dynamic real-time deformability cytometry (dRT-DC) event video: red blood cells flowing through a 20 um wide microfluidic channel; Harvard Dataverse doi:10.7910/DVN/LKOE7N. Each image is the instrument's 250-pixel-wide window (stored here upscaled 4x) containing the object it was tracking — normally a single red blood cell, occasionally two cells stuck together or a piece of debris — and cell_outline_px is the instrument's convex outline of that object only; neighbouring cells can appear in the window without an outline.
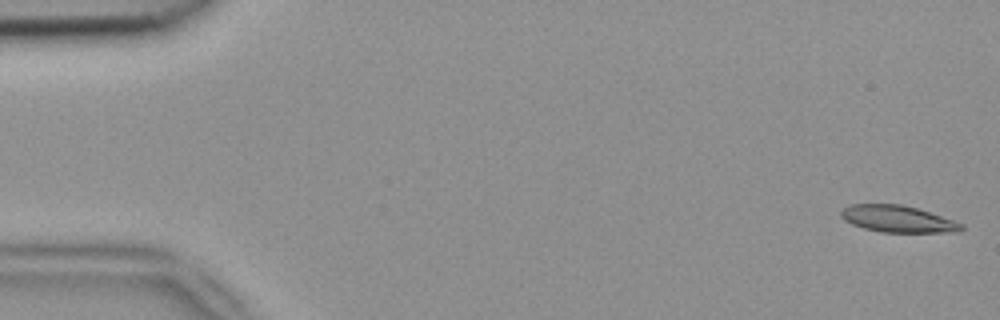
{"species": "common noctule bat (a hibernating species)", "species_latin": "Nyctalus noctula", "temperature_condition": "room temperature", "stored_images_in_passage": 6, "camera_frame_rate_fps": 3000, "um_per_image_px": 0.085, "animal": {"sex": "female", "body_mass_g": 18.4}, "frame": {"image": 1, "passage_image": 1, "time_ms": 0.0, "image_size_px": [1000, 320], "cell_outline_px": [[964, 228], [960, 232], [880, 232], [864, 228], [852, 224], [844, 220], [840, 216], [840, 212], [844, 208], [852, 204], [900, 204], [916, 208], [964, 224]], "centroid_in_image_um": [76.29, 18.61], "position_along_channel_um": 8.7, "area_um2": 18.61}}
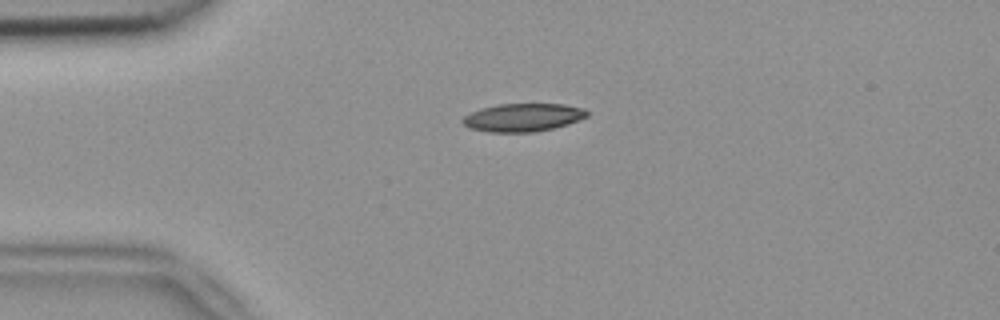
{"frame": {"image": 2, "passage_image": 5, "time_ms": 1.333, "image_size_px": [1000, 320], "cell_outline_px": [[588, 116], [568, 124], [552, 128], [532, 132], [488, 132], [468, 128], [460, 120], [464, 116], [480, 108], [496, 104], [564, 104], [584, 108], [588, 112]], "centroid_in_image_um": [44.42, 9.98], "position_along_channel_um": 40.6, "area_um2": 20.4}}